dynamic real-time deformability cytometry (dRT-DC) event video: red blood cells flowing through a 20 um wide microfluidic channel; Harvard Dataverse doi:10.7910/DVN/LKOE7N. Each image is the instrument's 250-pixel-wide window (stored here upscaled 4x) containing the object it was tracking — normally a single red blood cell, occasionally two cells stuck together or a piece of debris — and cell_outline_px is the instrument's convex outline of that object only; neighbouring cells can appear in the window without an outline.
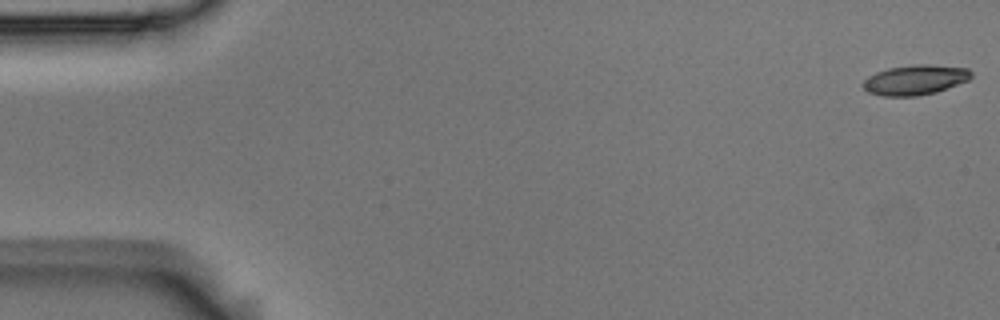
{"species": "Egyptian fruit bat (a non-hibernating species)", "species_latin": "Rousettus aegyptiacus", "temperature_condition": "room temperature", "stored_images_in_passage": 54, "camera_frame_rate_fps": 3000, "um_per_image_px": 0.085, "animal": {"sex": "male"}, "frame": {"image": 1, "passage_image": 1, "time_ms": 0.0, "image_size_px": [1000, 320], "cell_outline_px": [[972, 76], [968, 80], [936, 92], [916, 96], [884, 96], [868, 92], [860, 84], [868, 76], [876, 72], [888, 68], [912, 64], [932, 64], [968, 68], [972, 72]], "centroid_in_image_um": [77.77, 6.78], "position_along_channel_um": 7.2, "area_um2": 19.02}}
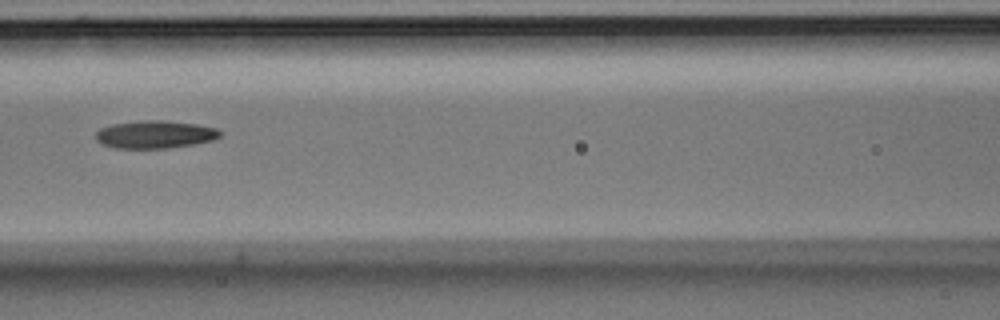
{"frame": {"image": 2, "passage_image": 24, "time_ms": 7.667, "image_size_px": [1000, 320], "cell_outline_px": [[220, 136], [212, 140], [192, 144], [168, 148], [116, 148], [104, 144], [96, 140], [96, 132], [100, 128], [112, 124], [144, 120], [164, 120], [196, 124], [216, 128], [220, 132]], "centroid_in_image_um": [13.15, 11.42], "position_along_channel_um": 153.4, "area_um2": 19.88}}
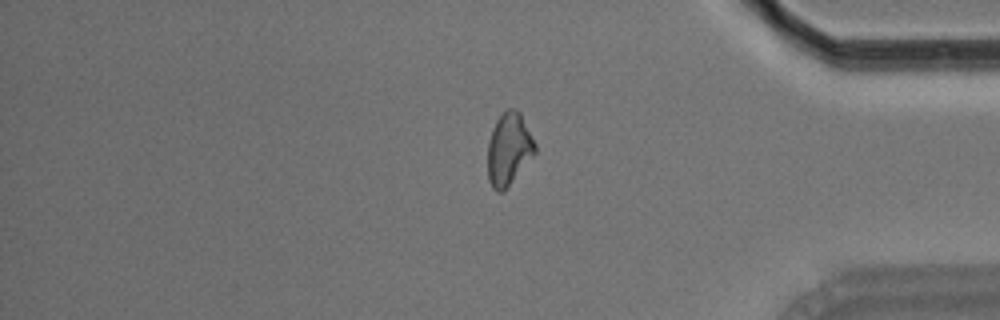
{"frame": {"image": 3, "passage_image": 45, "time_ms": 14.667, "image_size_px": [1000, 320], "cell_outline_px": [[536, 152], [508, 184], [500, 192], [496, 192], [492, 188], [488, 180], [488, 144], [492, 128], [496, 120], [508, 108], [516, 108], [520, 112], [536, 144]], "centroid_in_image_um": [43.24, 12.63], "position_along_channel_um": 392.0, "area_um2": 19.59}, "authors_computed_cell_mechanics": {"area_um2": 19.7676, "velocity_mm_per_s": 3.7423, "shape_relaxation_time_tau1_ms": 6.3337, "shape_relaxation_time_tau2_ms": 11.1347, "deformation_change_tau1": 0.1566, "deformation_change_tau2": 0.2179}}